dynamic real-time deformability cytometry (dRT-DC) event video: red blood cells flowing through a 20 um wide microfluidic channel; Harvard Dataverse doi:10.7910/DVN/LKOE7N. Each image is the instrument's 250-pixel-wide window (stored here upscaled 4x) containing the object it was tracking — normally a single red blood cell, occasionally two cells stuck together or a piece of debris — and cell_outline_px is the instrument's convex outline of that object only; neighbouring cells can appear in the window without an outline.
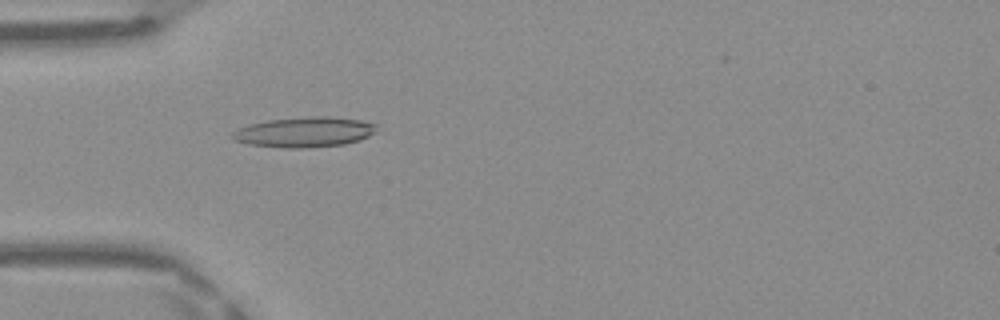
{"species": "Egyptian fruit bat (a non-hibernating species)", "species_latin": "Rousettus aegyptiacus", "temperature_condition": "warm", "stored_images_in_passage": 31, "camera_frame_rate_fps": 3000, "um_per_image_px": 0.085, "frame": {"image": 1, "passage_image": 1, "time_ms": 0.0, "image_size_px": [1000, 320], "cell_outline_px": [[380, 124], [376, 132], [360, 140], [344, 144], [304, 148], [284, 148], [248, 144], [232, 140], [232, 132], [248, 124], [268, 120], [312, 116], [328, 116], [360, 120]], "centroid_in_image_um": [25.9, 11.22], "position_along_channel_um": 59.1, "area_um2": 25.55}}
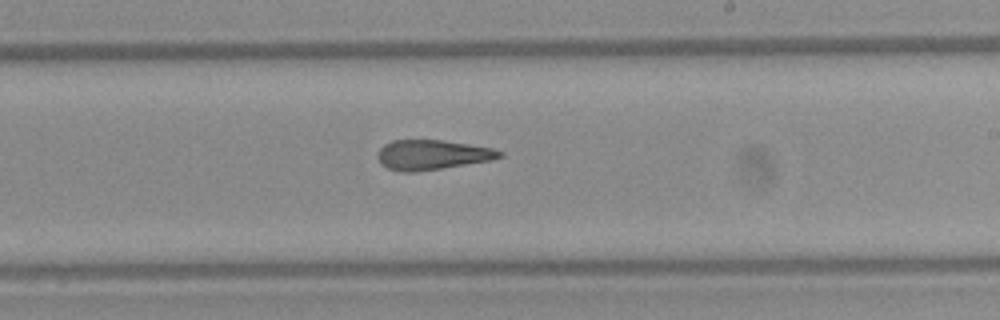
{"frame": {"image": 2, "passage_image": 15, "time_ms": 4.667, "image_size_px": [1000, 320], "cell_outline_px": [[504, 156], [492, 160], [440, 168], [412, 172], [404, 172], [388, 168], [380, 164], [376, 156], [376, 152], [384, 144], [392, 140], [444, 140], [492, 148], [504, 152]], "centroid_in_image_um": [36.71, 13.15], "position_along_channel_um": 252.3, "area_um2": 21.21}}
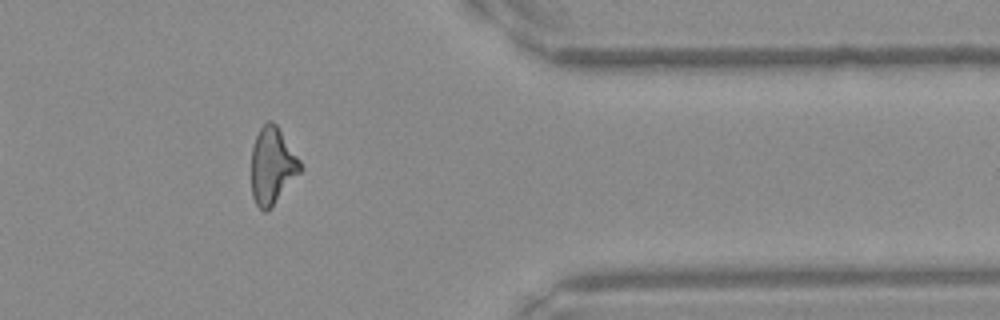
{"frame": {"image": 3, "passage_image": 26, "time_ms": 8.333, "image_size_px": [1000, 320], "cell_outline_px": [[304, 168], [272, 204], [264, 212], [256, 204], [252, 196], [252, 148], [256, 136], [260, 128], [268, 120], [272, 120], [276, 124], [300, 160]], "centroid_in_image_um": [23.14, 14.04], "position_along_channel_um": 388.3, "area_um2": 21.39}}